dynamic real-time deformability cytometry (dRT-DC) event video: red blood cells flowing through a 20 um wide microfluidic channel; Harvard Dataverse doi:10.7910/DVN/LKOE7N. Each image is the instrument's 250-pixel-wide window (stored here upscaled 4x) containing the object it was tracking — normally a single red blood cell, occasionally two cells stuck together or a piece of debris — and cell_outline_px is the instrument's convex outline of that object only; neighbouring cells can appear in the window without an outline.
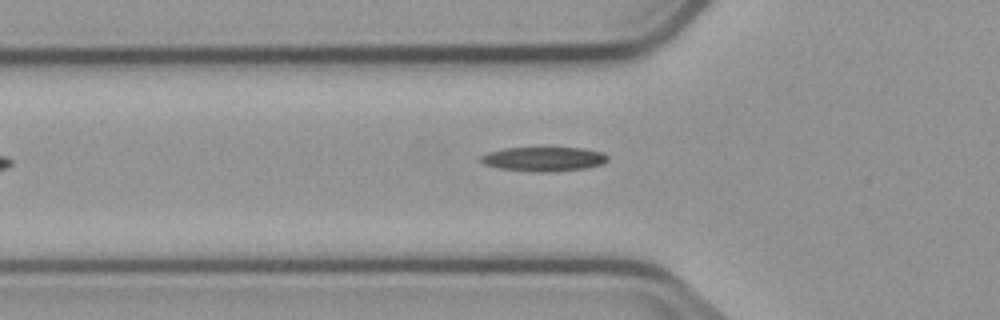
{"species": "common noctule bat (a hibernating species)", "species_latin": "Nyctalus noctula", "temperature_condition": "cold", "stored_images_in_passage": 7, "segment_of_instrument_passage": [1, 2], "camera_frame_rate_fps": 3000, "um_per_image_px": 0.085, "animal": {"sex": "male", "body_mass_g": 23.1, "forearm_length_mm": 52.7}, "frame": {"image": 1, "passage_image": 6, "time_ms": 6.0, "image_size_px": [1000, 320], "cell_outline_px": [[608, 160], [604, 164], [584, 168], [548, 172], [528, 172], [500, 168], [484, 164], [476, 160], [480, 156], [488, 152], [504, 148], [584, 148], [604, 152], [608, 156]], "centroid_in_image_um": [46.2, 13.52], "position_along_channel_um": 79.6, "area_um2": 18.21}}